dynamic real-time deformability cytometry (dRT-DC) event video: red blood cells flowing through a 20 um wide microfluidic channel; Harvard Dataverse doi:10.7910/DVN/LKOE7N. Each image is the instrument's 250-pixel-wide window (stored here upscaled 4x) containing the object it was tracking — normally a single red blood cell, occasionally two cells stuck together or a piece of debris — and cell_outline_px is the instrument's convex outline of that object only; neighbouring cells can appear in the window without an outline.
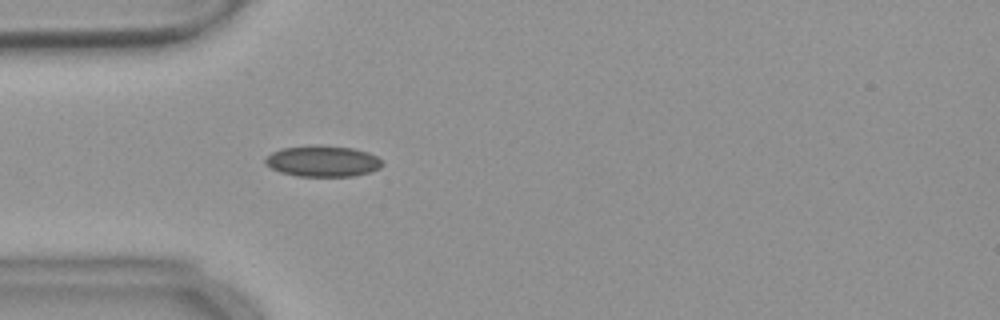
{"species": "common noctule bat (a hibernating species)", "species_latin": "Nyctalus noctula", "temperature_condition": "warm", "stored_images_in_passage": 55, "camera_frame_rate_fps": 3000, "um_per_image_px": 0.085, "animal": {"sex": "female", "body_mass_g": 18.4}, "frame": {"image": 1, "passage_image": 16, "time_ms": 5.0, "image_size_px": [1000, 320], "cell_outline_px": [[384, 164], [380, 168], [372, 172], [352, 176], [296, 176], [280, 172], [264, 164], [264, 156], [280, 148], [312, 144], [316, 144], [352, 148], [368, 152], [376, 156]], "centroid_in_image_um": [27.39, 13.69], "position_along_channel_um": 57.6, "area_um2": 21.56}}
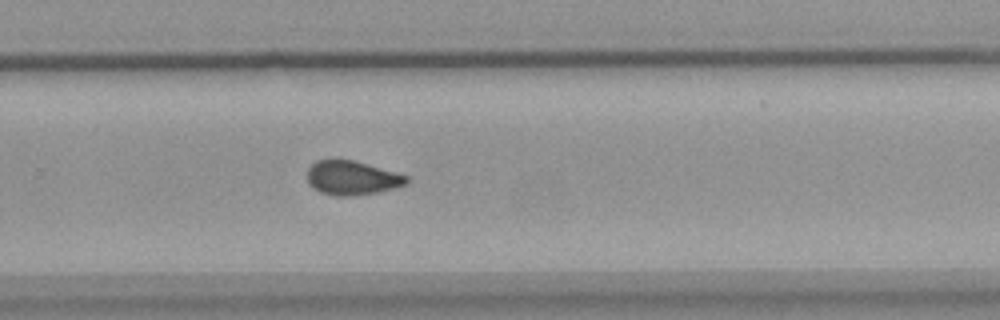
{"frame": {"image": 2, "passage_image": 36, "time_ms": 11.667, "image_size_px": [1000, 320], "cell_outline_px": [[408, 184], [396, 188], [376, 192], [352, 196], [336, 196], [320, 192], [308, 184], [308, 168], [316, 160], [336, 156], [352, 160], [408, 176]], "centroid_in_image_um": [29.87, 15.09], "position_along_channel_um": 299.9, "area_um2": 20.06}}
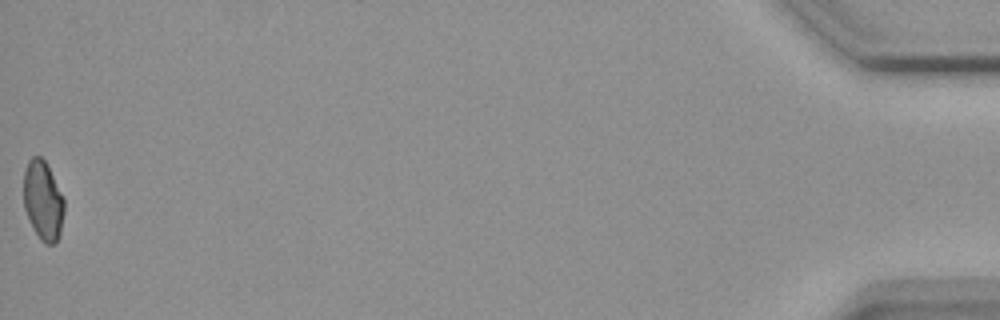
{"frame": {"image": 3, "passage_image": 55, "time_ms": 18.0, "image_size_px": [1000, 320], "cell_outline_px": [[64, 212], [60, 236], [52, 244], [44, 244], [40, 240], [32, 228], [24, 208], [24, 172], [28, 160], [32, 156], [40, 156], [48, 164], [64, 200]], "centroid_in_image_um": [3.65, 17.05], "position_along_channel_um": 431.5, "area_um2": 18.9}, "authors_computed_cell_mechanics": {"area_um2": 19.8832, "velocity_mm_per_s": 3.6933, "shape_relaxation_time_tau1_ms": null, "shape_relaxation_time_tau2_ms": 1.9411, "deformation_change_tau1": null, "deformation_change_tau2": 0.0569}}